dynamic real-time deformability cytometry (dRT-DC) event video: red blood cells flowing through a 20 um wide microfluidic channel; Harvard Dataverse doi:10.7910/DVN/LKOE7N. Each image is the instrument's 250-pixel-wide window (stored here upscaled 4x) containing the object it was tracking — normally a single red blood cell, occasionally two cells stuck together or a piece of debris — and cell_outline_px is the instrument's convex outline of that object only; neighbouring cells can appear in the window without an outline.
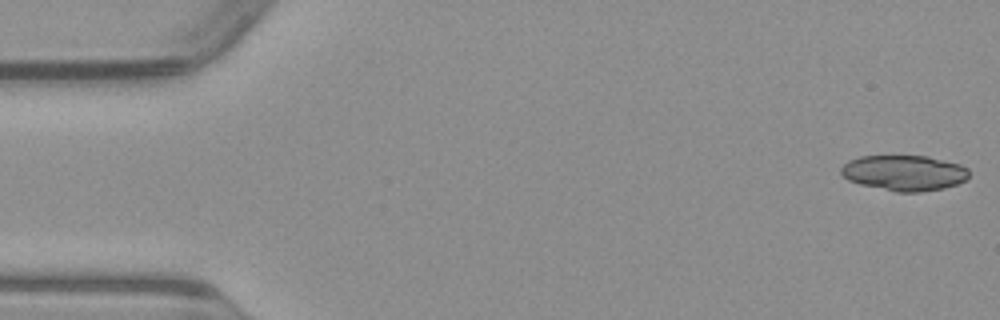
{"species": "common noctule bat (a hibernating species)", "species_latin": "Nyctalus noctula", "temperature_condition": "warm", "stored_images_in_passage": 50, "segment_of_instrument_passage": [1, 2], "camera_frame_rate_fps": 3000, "um_per_image_px": 0.085, "animal": {"sex": "male", "body_mass_g": 23.1, "forearm_length_mm": 52.7}, "frame": {"image": 1, "passage_image": 1, "time_ms": 0.0, "image_size_px": [1000, 320], "cell_outline_px": [[968, 176], [964, 180], [956, 184], [944, 188], [920, 192], [896, 192], [860, 184], [848, 180], [840, 172], [840, 168], [848, 160], [860, 156], [928, 156], [960, 164], [968, 168]], "centroid_in_image_um": [76.84, 14.69], "position_along_channel_um": 8.2, "area_um2": 26.47}}
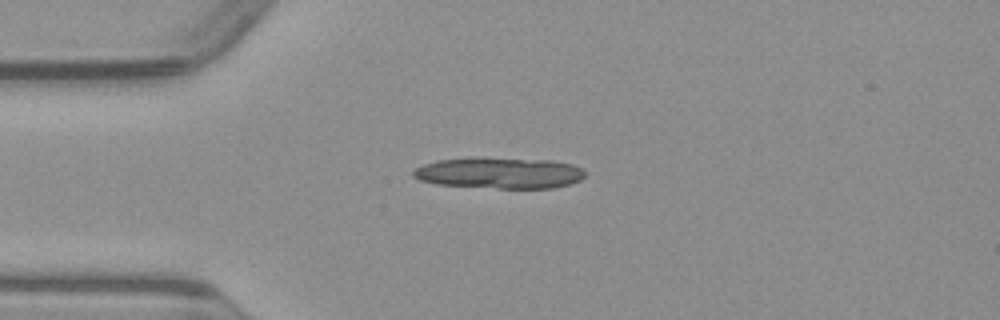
{"frame": {"image": 2, "passage_image": 12, "time_ms": 3.667, "image_size_px": [1000, 320], "cell_outline_px": [[584, 176], [580, 180], [572, 184], [552, 188], [496, 188], [436, 184], [420, 180], [412, 176], [412, 172], [416, 168], [424, 164], [440, 160], [552, 160], [572, 164], [584, 168]], "centroid_in_image_um": [42.52, 14.75], "position_along_channel_um": 42.5, "area_um2": 30.06}}